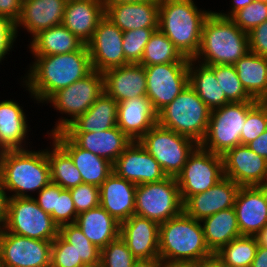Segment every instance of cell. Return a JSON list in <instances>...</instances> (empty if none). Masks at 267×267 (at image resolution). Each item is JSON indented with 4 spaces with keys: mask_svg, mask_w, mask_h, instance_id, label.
I'll use <instances>...</instances> for the list:
<instances>
[{
    "mask_svg": "<svg viewBox=\"0 0 267 267\" xmlns=\"http://www.w3.org/2000/svg\"><path fill=\"white\" fill-rule=\"evenodd\" d=\"M23 82L37 103H44L56 91L85 78L92 71L87 45L59 55L34 56Z\"/></svg>",
    "mask_w": 267,
    "mask_h": 267,
    "instance_id": "1",
    "label": "cell"
},
{
    "mask_svg": "<svg viewBox=\"0 0 267 267\" xmlns=\"http://www.w3.org/2000/svg\"><path fill=\"white\" fill-rule=\"evenodd\" d=\"M0 182L12 197H33L51 182L47 149L3 151L0 155ZM32 195V196H31Z\"/></svg>",
    "mask_w": 267,
    "mask_h": 267,
    "instance_id": "2",
    "label": "cell"
},
{
    "mask_svg": "<svg viewBox=\"0 0 267 267\" xmlns=\"http://www.w3.org/2000/svg\"><path fill=\"white\" fill-rule=\"evenodd\" d=\"M212 11L197 8L193 0H159V29L178 51L193 59L199 51L202 27Z\"/></svg>",
    "mask_w": 267,
    "mask_h": 267,
    "instance_id": "3",
    "label": "cell"
},
{
    "mask_svg": "<svg viewBox=\"0 0 267 267\" xmlns=\"http://www.w3.org/2000/svg\"><path fill=\"white\" fill-rule=\"evenodd\" d=\"M249 51L248 33L231 18L212 11L205 19L195 61L205 65H233Z\"/></svg>",
    "mask_w": 267,
    "mask_h": 267,
    "instance_id": "4",
    "label": "cell"
},
{
    "mask_svg": "<svg viewBox=\"0 0 267 267\" xmlns=\"http://www.w3.org/2000/svg\"><path fill=\"white\" fill-rule=\"evenodd\" d=\"M213 253L207 247L201 222L184 211L159 225V257L165 261H198Z\"/></svg>",
    "mask_w": 267,
    "mask_h": 267,
    "instance_id": "5",
    "label": "cell"
},
{
    "mask_svg": "<svg viewBox=\"0 0 267 267\" xmlns=\"http://www.w3.org/2000/svg\"><path fill=\"white\" fill-rule=\"evenodd\" d=\"M210 115L211 109L188 84L171 103L157 113V123L200 145L206 136Z\"/></svg>",
    "mask_w": 267,
    "mask_h": 267,
    "instance_id": "6",
    "label": "cell"
},
{
    "mask_svg": "<svg viewBox=\"0 0 267 267\" xmlns=\"http://www.w3.org/2000/svg\"><path fill=\"white\" fill-rule=\"evenodd\" d=\"M103 92H105L104 75L93 70L85 78L52 94L46 100V103H51L60 113L68 114L70 119L68 117L59 118L54 129L48 135L61 132L67 128L79 116L84 114Z\"/></svg>",
    "mask_w": 267,
    "mask_h": 267,
    "instance_id": "7",
    "label": "cell"
},
{
    "mask_svg": "<svg viewBox=\"0 0 267 267\" xmlns=\"http://www.w3.org/2000/svg\"><path fill=\"white\" fill-rule=\"evenodd\" d=\"M138 141L160 164L167 177H176L188 156L199 145L193 139L164 128L158 123Z\"/></svg>",
    "mask_w": 267,
    "mask_h": 267,
    "instance_id": "8",
    "label": "cell"
},
{
    "mask_svg": "<svg viewBox=\"0 0 267 267\" xmlns=\"http://www.w3.org/2000/svg\"><path fill=\"white\" fill-rule=\"evenodd\" d=\"M255 103L231 102L211 110L208 130L200 146L214 154L223 155L240 145L247 112Z\"/></svg>",
    "mask_w": 267,
    "mask_h": 267,
    "instance_id": "9",
    "label": "cell"
},
{
    "mask_svg": "<svg viewBox=\"0 0 267 267\" xmlns=\"http://www.w3.org/2000/svg\"><path fill=\"white\" fill-rule=\"evenodd\" d=\"M183 212V202L175 177H166L159 182L137 185L134 214L165 222Z\"/></svg>",
    "mask_w": 267,
    "mask_h": 267,
    "instance_id": "10",
    "label": "cell"
},
{
    "mask_svg": "<svg viewBox=\"0 0 267 267\" xmlns=\"http://www.w3.org/2000/svg\"><path fill=\"white\" fill-rule=\"evenodd\" d=\"M3 229L19 236L44 241H53L59 235V226L33 197L9 198Z\"/></svg>",
    "mask_w": 267,
    "mask_h": 267,
    "instance_id": "11",
    "label": "cell"
},
{
    "mask_svg": "<svg viewBox=\"0 0 267 267\" xmlns=\"http://www.w3.org/2000/svg\"><path fill=\"white\" fill-rule=\"evenodd\" d=\"M223 177L222 155L214 154L198 145L175 177L183 204L192 195L203 193L213 187Z\"/></svg>",
    "mask_w": 267,
    "mask_h": 267,
    "instance_id": "12",
    "label": "cell"
},
{
    "mask_svg": "<svg viewBox=\"0 0 267 267\" xmlns=\"http://www.w3.org/2000/svg\"><path fill=\"white\" fill-rule=\"evenodd\" d=\"M189 63H166L145 66L146 97L158 113L189 84Z\"/></svg>",
    "mask_w": 267,
    "mask_h": 267,
    "instance_id": "13",
    "label": "cell"
},
{
    "mask_svg": "<svg viewBox=\"0 0 267 267\" xmlns=\"http://www.w3.org/2000/svg\"><path fill=\"white\" fill-rule=\"evenodd\" d=\"M52 241L0 230V267H50Z\"/></svg>",
    "mask_w": 267,
    "mask_h": 267,
    "instance_id": "14",
    "label": "cell"
},
{
    "mask_svg": "<svg viewBox=\"0 0 267 267\" xmlns=\"http://www.w3.org/2000/svg\"><path fill=\"white\" fill-rule=\"evenodd\" d=\"M86 45L95 71L104 73L111 68L130 64L123 52V31L106 16L99 21Z\"/></svg>",
    "mask_w": 267,
    "mask_h": 267,
    "instance_id": "15",
    "label": "cell"
},
{
    "mask_svg": "<svg viewBox=\"0 0 267 267\" xmlns=\"http://www.w3.org/2000/svg\"><path fill=\"white\" fill-rule=\"evenodd\" d=\"M224 176L240 187L267 186V160L247 145H237L222 155Z\"/></svg>",
    "mask_w": 267,
    "mask_h": 267,
    "instance_id": "16",
    "label": "cell"
},
{
    "mask_svg": "<svg viewBox=\"0 0 267 267\" xmlns=\"http://www.w3.org/2000/svg\"><path fill=\"white\" fill-rule=\"evenodd\" d=\"M113 172L136 185L159 182L167 175L139 141H132L112 164Z\"/></svg>",
    "mask_w": 267,
    "mask_h": 267,
    "instance_id": "17",
    "label": "cell"
},
{
    "mask_svg": "<svg viewBox=\"0 0 267 267\" xmlns=\"http://www.w3.org/2000/svg\"><path fill=\"white\" fill-rule=\"evenodd\" d=\"M233 208L241 235L255 236L267 225V186L240 187Z\"/></svg>",
    "mask_w": 267,
    "mask_h": 267,
    "instance_id": "18",
    "label": "cell"
},
{
    "mask_svg": "<svg viewBox=\"0 0 267 267\" xmlns=\"http://www.w3.org/2000/svg\"><path fill=\"white\" fill-rule=\"evenodd\" d=\"M240 186L233 180L223 177L207 191L192 195L184 204L183 211L198 221L231 208L235 204Z\"/></svg>",
    "mask_w": 267,
    "mask_h": 267,
    "instance_id": "19",
    "label": "cell"
},
{
    "mask_svg": "<svg viewBox=\"0 0 267 267\" xmlns=\"http://www.w3.org/2000/svg\"><path fill=\"white\" fill-rule=\"evenodd\" d=\"M159 225L135 214L120 223V237L136 259L159 257Z\"/></svg>",
    "mask_w": 267,
    "mask_h": 267,
    "instance_id": "20",
    "label": "cell"
},
{
    "mask_svg": "<svg viewBox=\"0 0 267 267\" xmlns=\"http://www.w3.org/2000/svg\"><path fill=\"white\" fill-rule=\"evenodd\" d=\"M72 159L82 176L83 183L100 187L113 172L112 163L78 147L63 131L50 135Z\"/></svg>",
    "mask_w": 267,
    "mask_h": 267,
    "instance_id": "21",
    "label": "cell"
},
{
    "mask_svg": "<svg viewBox=\"0 0 267 267\" xmlns=\"http://www.w3.org/2000/svg\"><path fill=\"white\" fill-rule=\"evenodd\" d=\"M103 75L104 91L118 103L146 96V72L144 66L138 63L111 68Z\"/></svg>",
    "mask_w": 267,
    "mask_h": 267,
    "instance_id": "22",
    "label": "cell"
},
{
    "mask_svg": "<svg viewBox=\"0 0 267 267\" xmlns=\"http://www.w3.org/2000/svg\"><path fill=\"white\" fill-rule=\"evenodd\" d=\"M105 16L123 32L159 27V0L121 3L105 9Z\"/></svg>",
    "mask_w": 267,
    "mask_h": 267,
    "instance_id": "23",
    "label": "cell"
},
{
    "mask_svg": "<svg viewBox=\"0 0 267 267\" xmlns=\"http://www.w3.org/2000/svg\"><path fill=\"white\" fill-rule=\"evenodd\" d=\"M67 0H22V12L16 22L32 35L62 24Z\"/></svg>",
    "mask_w": 267,
    "mask_h": 267,
    "instance_id": "24",
    "label": "cell"
},
{
    "mask_svg": "<svg viewBox=\"0 0 267 267\" xmlns=\"http://www.w3.org/2000/svg\"><path fill=\"white\" fill-rule=\"evenodd\" d=\"M136 187L112 172L99 187L100 206L119 223L128 220L134 215Z\"/></svg>",
    "mask_w": 267,
    "mask_h": 267,
    "instance_id": "25",
    "label": "cell"
},
{
    "mask_svg": "<svg viewBox=\"0 0 267 267\" xmlns=\"http://www.w3.org/2000/svg\"><path fill=\"white\" fill-rule=\"evenodd\" d=\"M157 124V112L146 96L118 103L117 126L132 140L138 141Z\"/></svg>",
    "mask_w": 267,
    "mask_h": 267,
    "instance_id": "26",
    "label": "cell"
},
{
    "mask_svg": "<svg viewBox=\"0 0 267 267\" xmlns=\"http://www.w3.org/2000/svg\"><path fill=\"white\" fill-rule=\"evenodd\" d=\"M104 16L100 0H67L62 24L86 45Z\"/></svg>",
    "mask_w": 267,
    "mask_h": 267,
    "instance_id": "27",
    "label": "cell"
},
{
    "mask_svg": "<svg viewBox=\"0 0 267 267\" xmlns=\"http://www.w3.org/2000/svg\"><path fill=\"white\" fill-rule=\"evenodd\" d=\"M78 147L105 158L112 164L132 142L118 127L88 133H65Z\"/></svg>",
    "mask_w": 267,
    "mask_h": 267,
    "instance_id": "28",
    "label": "cell"
},
{
    "mask_svg": "<svg viewBox=\"0 0 267 267\" xmlns=\"http://www.w3.org/2000/svg\"><path fill=\"white\" fill-rule=\"evenodd\" d=\"M26 119L23 107L16 101L0 102V154L3 151L28 149L25 145L29 131Z\"/></svg>",
    "mask_w": 267,
    "mask_h": 267,
    "instance_id": "29",
    "label": "cell"
},
{
    "mask_svg": "<svg viewBox=\"0 0 267 267\" xmlns=\"http://www.w3.org/2000/svg\"><path fill=\"white\" fill-rule=\"evenodd\" d=\"M118 102L103 92L94 104L67 128L64 133H88L117 126Z\"/></svg>",
    "mask_w": 267,
    "mask_h": 267,
    "instance_id": "30",
    "label": "cell"
},
{
    "mask_svg": "<svg viewBox=\"0 0 267 267\" xmlns=\"http://www.w3.org/2000/svg\"><path fill=\"white\" fill-rule=\"evenodd\" d=\"M75 224L99 249L120 236V223L100 205L79 213Z\"/></svg>",
    "mask_w": 267,
    "mask_h": 267,
    "instance_id": "31",
    "label": "cell"
},
{
    "mask_svg": "<svg viewBox=\"0 0 267 267\" xmlns=\"http://www.w3.org/2000/svg\"><path fill=\"white\" fill-rule=\"evenodd\" d=\"M195 66V64H197ZM189 85L199 98L211 109L229 103L214 75V65H205L190 59L188 66Z\"/></svg>",
    "mask_w": 267,
    "mask_h": 267,
    "instance_id": "32",
    "label": "cell"
},
{
    "mask_svg": "<svg viewBox=\"0 0 267 267\" xmlns=\"http://www.w3.org/2000/svg\"><path fill=\"white\" fill-rule=\"evenodd\" d=\"M200 222L205 243L213 254L231 240L241 236L233 207L221 210Z\"/></svg>",
    "mask_w": 267,
    "mask_h": 267,
    "instance_id": "33",
    "label": "cell"
},
{
    "mask_svg": "<svg viewBox=\"0 0 267 267\" xmlns=\"http://www.w3.org/2000/svg\"><path fill=\"white\" fill-rule=\"evenodd\" d=\"M29 45L33 56H47L74 52L84 43L60 24L35 35Z\"/></svg>",
    "mask_w": 267,
    "mask_h": 267,
    "instance_id": "34",
    "label": "cell"
},
{
    "mask_svg": "<svg viewBox=\"0 0 267 267\" xmlns=\"http://www.w3.org/2000/svg\"><path fill=\"white\" fill-rule=\"evenodd\" d=\"M233 65L246 92L259 101L267 92V57L248 51Z\"/></svg>",
    "mask_w": 267,
    "mask_h": 267,
    "instance_id": "35",
    "label": "cell"
},
{
    "mask_svg": "<svg viewBox=\"0 0 267 267\" xmlns=\"http://www.w3.org/2000/svg\"><path fill=\"white\" fill-rule=\"evenodd\" d=\"M52 141V150L47 148L51 182L63 189H70L83 183L81 173L71 157L54 140Z\"/></svg>",
    "mask_w": 267,
    "mask_h": 267,
    "instance_id": "36",
    "label": "cell"
},
{
    "mask_svg": "<svg viewBox=\"0 0 267 267\" xmlns=\"http://www.w3.org/2000/svg\"><path fill=\"white\" fill-rule=\"evenodd\" d=\"M166 35L158 28L154 31L145 46L143 57L138 63L142 66H152L166 63H189Z\"/></svg>",
    "mask_w": 267,
    "mask_h": 267,
    "instance_id": "37",
    "label": "cell"
},
{
    "mask_svg": "<svg viewBox=\"0 0 267 267\" xmlns=\"http://www.w3.org/2000/svg\"><path fill=\"white\" fill-rule=\"evenodd\" d=\"M258 249L255 236L241 235L214 253L224 266L251 267Z\"/></svg>",
    "mask_w": 267,
    "mask_h": 267,
    "instance_id": "38",
    "label": "cell"
},
{
    "mask_svg": "<svg viewBox=\"0 0 267 267\" xmlns=\"http://www.w3.org/2000/svg\"><path fill=\"white\" fill-rule=\"evenodd\" d=\"M59 235L73 245L78 258H81L84 264L100 262L101 249L92 244L75 223L59 227Z\"/></svg>",
    "mask_w": 267,
    "mask_h": 267,
    "instance_id": "39",
    "label": "cell"
},
{
    "mask_svg": "<svg viewBox=\"0 0 267 267\" xmlns=\"http://www.w3.org/2000/svg\"><path fill=\"white\" fill-rule=\"evenodd\" d=\"M214 75L229 103L257 102L244 89L234 65H214Z\"/></svg>",
    "mask_w": 267,
    "mask_h": 267,
    "instance_id": "40",
    "label": "cell"
},
{
    "mask_svg": "<svg viewBox=\"0 0 267 267\" xmlns=\"http://www.w3.org/2000/svg\"><path fill=\"white\" fill-rule=\"evenodd\" d=\"M158 28H141L123 32V52L130 64L139 63L152 34Z\"/></svg>",
    "mask_w": 267,
    "mask_h": 267,
    "instance_id": "41",
    "label": "cell"
},
{
    "mask_svg": "<svg viewBox=\"0 0 267 267\" xmlns=\"http://www.w3.org/2000/svg\"><path fill=\"white\" fill-rule=\"evenodd\" d=\"M136 260L120 236L101 249L102 267H132Z\"/></svg>",
    "mask_w": 267,
    "mask_h": 267,
    "instance_id": "42",
    "label": "cell"
},
{
    "mask_svg": "<svg viewBox=\"0 0 267 267\" xmlns=\"http://www.w3.org/2000/svg\"><path fill=\"white\" fill-rule=\"evenodd\" d=\"M267 129V109L257 101L247 112L241 144L247 145Z\"/></svg>",
    "mask_w": 267,
    "mask_h": 267,
    "instance_id": "43",
    "label": "cell"
},
{
    "mask_svg": "<svg viewBox=\"0 0 267 267\" xmlns=\"http://www.w3.org/2000/svg\"><path fill=\"white\" fill-rule=\"evenodd\" d=\"M231 19L242 31L249 33L267 20V2L255 0L236 12Z\"/></svg>",
    "mask_w": 267,
    "mask_h": 267,
    "instance_id": "44",
    "label": "cell"
},
{
    "mask_svg": "<svg viewBox=\"0 0 267 267\" xmlns=\"http://www.w3.org/2000/svg\"><path fill=\"white\" fill-rule=\"evenodd\" d=\"M50 215L59 227L65 224L75 223L78 214L72 200L70 189H63L56 184L55 208Z\"/></svg>",
    "mask_w": 267,
    "mask_h": 267,
    "instance_id": "45",
    "label": "cell"
},
{
    "mask_svg": "<svg viewBox=\"0 0 267 267\" xmlns=\"http://www.w3.org/2000/svg\"><path fill=\"white\" fill-rule=\"evenodd\" d=\"M83 264L73 245L66 242L60 235L52 241L50 267H80Z\"/></svg>",
    "mask_w": 267,
    "mask_h": 267,
    "instance_id": "46",
    "label": "cell"
},
{
    "mask_svg": "<svg viewBox=\"0 0 267 267\" xmlns=\"http://www.w3.org/2000/svg\"><path fill=\"white\" fill-rule=\"evenodd\" d=\"M77 214L100 205V188L87 183L70 188Z\"/></svg>",
    "mask_w": 267,
    "mask_h": 267,
    "instance_id": "47",
    "label": "cell"
},
{
    "mask_svg": "<svg viewBox=\"0 0 267 267\" xmlns=\"http://www.w3.org/2000/svg\"><path fill=\"white\" fill-rule=\"evenodd\" d=\"M16 22L11 18L0 15V63L9 54L17 39Z\"/></svg>",
    "mask_w": 267,
    "mask_h": 267,
    "instance_id": "48",
    "label": "cell"
},
{
    "mask_svg": "<svg viewBox=\"0 0 267 267\" xmlns=\"http://www.w3.org/2000/svg\"><path fill=\"white\" fill-rule=\"evenodd\" d=\"M249 51L267 57V20L248 33Z\"/></svg>",
    "mask_w": 267,
    "mask_h": 267,
    "instance_id": "49",
    "label": "cell"
},
{
    "mask_svg": "<svg viewBox=\"0 0 267 267\" xmlns=\"http://www.w3.org/2000/svg\"><path fill=\"white\" fill-rule=\"evenodd\" d=\"M36 203L47 213L51 214L55 208L56 202V184L50 182L42 188L37 197H33Z\"/></svg>",
    "mask_w": 267,
    "mask_h": 267,
    "instance_id": "50",
    "label": "cell"
},
{
    "mask_svg": "<svg viewBox=\"0 0 267 267\" xmlns=\"http://www.w3.org/2000/svg\"><path fill=\"white\" fill-rule=\"evenodd\" d=\"M22 12V0H0V15L17 22Z\"/></svg>",
    "mask_w": 267,
    "mask_h": 267,
    "instance_id": "51",
    "label": "cell"
},
{
    "mask_svg": "<svg viewBox=\"0 0 267 267\" xmlns=\"http://www.w3.org/2000/svg\"><path fill=\"white\" fill-rule=\"evenodd\" d=\"M247 146L260 155L261 157H264L267 160V129L260 134L256 139L249 142Z\"/></svg>",
    "mask_w": 267,
    "mask_h": 267,
    "instance_id": "52",
    "label": "cell"
},
{
    "mask_svg": "<svg viewBox=\"0 0 267 267\" xmlns=\"http://www.w3.org/2000/svg\"><path fill=\"white\" fill-rule=\"evenodd\" d=\"M6 193V190L0 182V230L4 227L7 219L8 202L10 198L9 196L11 195H7Z\"/></svg>",
    "mask_w": 267,
    "mask_h": 267,
    "instance_id": "53",
    "label": "cell"
},
{
    "mask_svg": "<svg viewBox=\"0 0 267 267\" xmlns=\"http://www.w3.org/2000/svg\"><path fill=\"white\" fill-rule=\"evenodd\" d=\"M253 1L255 0H231L232 6L230 11L223 13L221 12H216L219 16L226 17V18H231L236 12L239 10L243 9L245 6L252 4Z\"/></svg>",
    "mask_w": 267,
    "mask_h": 267,
    "instance_id": "54",
    "label": "cell"
},
{
    "mask_svg": "<svg viewBox=\"0 0 267 267\" xmlns=\"http://www.w3.org/2000/svg\"><path fill=\"white\" fill-rule=\"evenodd\" d=\"M251 267H267V248L258 246Z\"/></svg>",
    "mask_w": 267,
    "mask_h": 267,
    "instance_id": "55",
    "label": "cell"
},
{
    "mask_svg": "<svg viewBox=\"0 0 267 267\" xmlns=\"http://www.w3.org/2000/svg\"><path fill=\"white\" fill-rule=\"evenodd\" d=\"M196 267H224V265L215 254H212L207 258L196 261Z\"/></svg>",
    "mask_w": 267,
    "mask_h": 267,
    "instance_id": "56",
    "label": "cell"
},
{
    "mask_svg": "<svg viewBox=\"0 0 267 267\" xmlns=\"http://www.w3.org/2000/svg\"><path fill=\"white\" fill-rule=\"evenodd\" d=\"M163 260L160 257L149 259H137L132 267H162Z\"/></svg>",
    "mask_w": 267,
    "mask_h": 267,
    "instance_id": "57",
    "label": "cell"
},
{
    "mask_svg": "<svg viewBox=\"0 0 267 267\" xmlns=\"http://www.w3.org/2000/svg\"><path fill=\"white\" fill-rule=\"evenodd\" d=\"M162 267H196V261H165Z\"/></svg>",
    "mask_w": 267,
    "mask_h": 267,
    "instance_id": "58",
    "label": "cell"
},
{
    "mask_svg": "<svg viewBox=\"0 0 267 267\" xmlns=\"http://www.w3.org/2000/svg\"><path fill=\"white\" fill-rule=\"evenodd\" d=\"M258 246H263L267 248V225H265L256 235H255Z\"/></svg>",
    "mask_w": 267,
    "mask_h": 267,
    "instance_id": "59",
    "label": "cell"
},
{
    "mask_svg": "<svg viewBox=\"0 0 267 267\" xmlns=\"http://www.w3.org/2000/svg\"><path fill=\"white\" fill-rule=\"evenodd\" d=\"M144 1H147V0H100L104 9H106L109 6L115 5V4L144 2Z\"/></svg>",
    "mask_w": 267,
    "mask_h": 267,
    "instance_id": "60",
    "label": "cell"
},
{
    "mask_svg": "<svg viewBox=\"0 0 267 267\" xmlns=\"http://www.w3.org/2000/svg\"><path fill=\"white\" fill-rule=\"evenodd\" d=\"M80 267H102V264H101V262H97V263H86V264H83Z\"/></svg>",
    "mask_w": 267,
    "mask_h": 267,
    "instance_id": "61",
    "label": "cell"
},
{
    "mask_svg": "<svg viewBox=\"0 0 267 267\" xmlns=\"http://www.w3.org/2000/svg\"><path fill=\"white\" fill-rule=\"evenodd\" d=\"M259 102L267 109V92L261 97Z\"/></svg>",
    "mask_w": 267,
    "mask_h": 267,
    "instance_id": "62",
    "label": "cell"
}]
</instances>
